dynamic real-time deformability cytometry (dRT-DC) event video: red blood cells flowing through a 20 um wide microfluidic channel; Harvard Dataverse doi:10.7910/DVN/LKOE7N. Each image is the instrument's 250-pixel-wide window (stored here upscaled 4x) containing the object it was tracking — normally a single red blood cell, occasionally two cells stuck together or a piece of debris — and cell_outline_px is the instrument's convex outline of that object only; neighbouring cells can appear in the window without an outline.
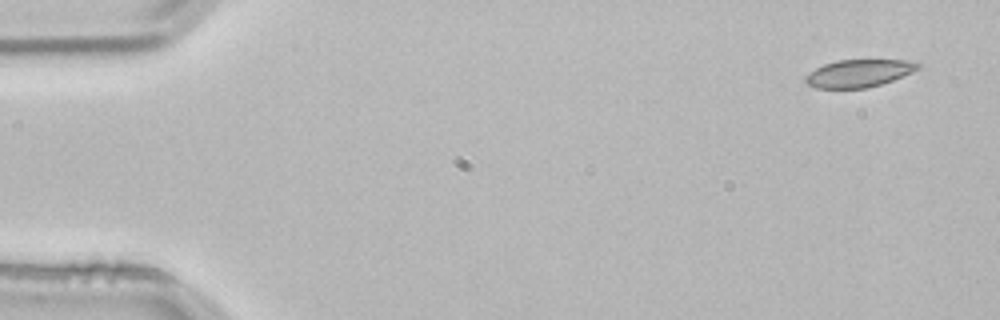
{"species": "common noctule bat (a hibernating species)", "species_latin": "Nyctalus noctula", "temperature_condition": "room temperature", "stored_images_in_passage": 3, "camera_frame_rate_fps": 3000, "um_per_image_px": 0.085, "animal": {"sex": "male", "body_mass_g": 21.5, "forearm_length_mm": 52.0}, "frame": {"image": 1, "passage_image": 1, "time_ms": 0.0, "image_size_px": [1000, 320], "cell_outline_px": [[920, 68], [912, 72], [892, 80], [880, 84], [864, 88], [816, 88], [804, 84], [804, 76], [808, 72], [824, 64], [836, 60], [908, 60], [920, 64]], "centroid_in_image_um": [72.94, 6.23], "position_along_channel_um": 12.1, "area_um2": 18.09}}